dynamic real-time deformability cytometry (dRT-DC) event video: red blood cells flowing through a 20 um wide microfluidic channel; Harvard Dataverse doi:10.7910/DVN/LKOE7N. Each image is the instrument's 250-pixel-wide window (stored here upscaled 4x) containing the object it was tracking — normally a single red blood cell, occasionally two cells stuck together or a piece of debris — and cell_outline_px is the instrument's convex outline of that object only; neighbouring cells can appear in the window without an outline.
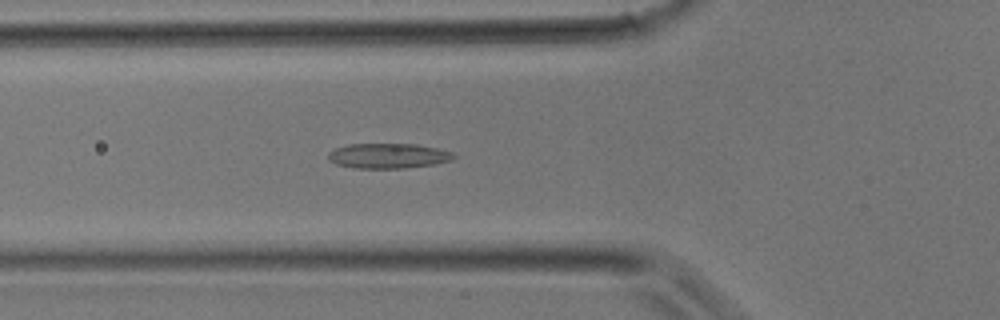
{"species": "common noctule bat (a hibernating species)", "species_latin": "Nyctalus noctula", "temperature_condition": "room temperature", "stored_images_in_passage": 28, "camera_frame_rate_fps": 3000, "um_per_image_px": 0.085, "animal": {"sex": "male", "body_mass_g": 17.9}, "frame": {"image": 1, "passage_image": 6, "time_ms": 1.667, "image_size_px": [1000, 320], "cell_outline_px": [[456, 156], [452, 160], [436, 164], [404, 168], [356, 168], [336, 164], [328, 160], [328, 152], [336, 148], [348, 144], [416, 144], [436, 148], [452, 152]], "centroid_in_image_um": [32.99, 13.25], "position_along_channel_um": 92.8, "area_um2": 18.32}}
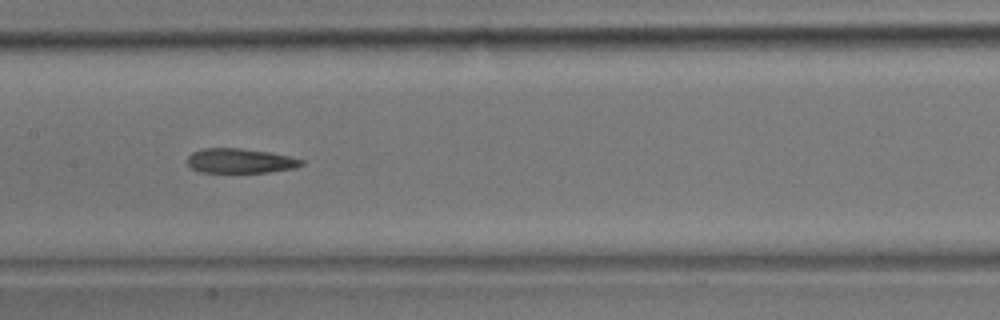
{"frame": {"image": 2, "passage_image": 11, "time_ms": 3.333, "image_size_px": [1000, 320], "cell_outline_px": [[304, 164], [296, 168], [268, 172], [200, 172], [192, 168], [188, 164], [188, 156], [192, 152], [204, 148], [240, 148], [272, 152], [304, 160]], "centroid_in_image_um": [20.44, 13.66], "position_along_channel_um": 187.0, "area_um2": 16.42}}
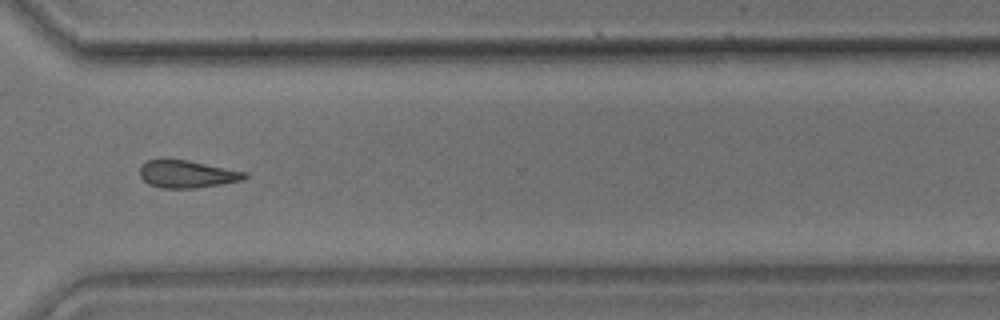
{"frame": {"image": 3, "passage_image": 20, "time_ms": 6.333, "image_size_px": [1000, 320], "cell_outline_px": [[248, 176], [244, 180], [220, 184], [192, 188], [160, 188], [148, 184], [140, 176], [140, 164], [148, 160], [184, 160], [248, 172]], "centroid_in_image_um": [15.89, 14.81], "position_along_channel_um": 354.7, "area_um2": 16.59}}